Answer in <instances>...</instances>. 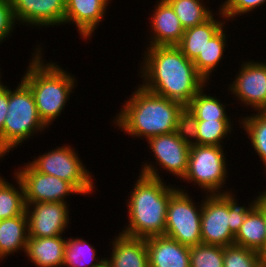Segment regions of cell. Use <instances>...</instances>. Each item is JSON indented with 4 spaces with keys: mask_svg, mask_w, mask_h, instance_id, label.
<instances>
[{
    "mask_svg": "<svg viewBox=\"0 0 266 267\" xmlns=\"http://www.w3.org/2000/svg\"><path fill=\"white\" fill-rule=\"evenodd\" d=\"M140 64V85L162 97L186 106L207 81L177 46H148Z\"/></svg>",
    "mask_w": 266,
    "mask_h": 267,
    "instance_id": "obj_1",
    "label": "cell"
},
{
    "mask_svg": "<svg viewBox=\"0 0 266 267\" xmlns=\"http://www.w3.org/2000/svg\"><path fill=\"white\" fill-rule=\"evenodd\" d=\"M153 164H142L134 189L126 200L129 224L120 232L123 235L146 239L165 234L167 205L178 188L165 184Z\"/></svg>",
    "mask_w": 266,
    "mask_h": 267,
    "instance_id": "obj_2",
    "label": "cell"
},
{
    "mask_svg": "<svg viewBox=\"0 0 266 267\" xmlns=\"http://www.w3.org/2000/svg\"><path fill=\"white\" fill-rule=\"evenodd\" d=\"M112 121L128 136L146 140L185 127V106L156 95L140 84Z\"/></svg>",
    "mask_w": 266,
    "mask_h": 267,
    "instance_id": "obj_3",
    "label": "cell"
},
{
    "mask_svg": "<svg viewBox=\"0 0 266 267\" xmlns=\"http://www.w3.org/2000/svg\"><path fill=\"white\" fill-rule=\"evenodd\" d=\"M42 50L39 45L34 49L29 67L21 79L31 89L39 116L49 128L62 113L77 83L74 75L62 66L51 61L46 63Z\"/></svg>",
    "mask_w": 266,
    "mask_h": 267,
    "instance_id": "obj_4",
    "label": "cell"
},
{
    "mask_svg": "<svg viewBox=\"0 0 266 267\" xmlns=\"http://www.w3.org/2000/svg\"><path fill=\"white\" fill-rule=\"evenodd\" d=\"M229 190L204 196L201 214L202 243L222 247L234 245L235 235L240 230L246 215L257 203L258 196L248 203V207L239 206L235 194Z\"/></svg>",
    "mask_w": 266,
    "mask_h": 267,
    "instance_id": "obj_5",
    "label": "cell"
},
{
    "mask_svg": "<svg viewBox=\"0 0 266 267\" xmlns=\"http://www.w3.org/2000/svg\"><path fill=\"white\" fill-rule=\"evenodd\" d=\"M47 127L39 116L31 89L21 79L16 89L8 88V114L0 131V160Z\"/></svg>",
    "mask_w": 266,
    "mask_h": 267,
    "instance_id": "obj_6",
    "label": "cell"
},
{
    "mask_svg": "<svg viewBox=\"0 0 266 267\" xmlns=\"http://www.w3.org/2000/svg\"><path fill=\"white\" fill-rule=\"evenodd\" d=\"M225 155L222 146L191 144L188 170L183 181L198 185L206 194L225 192L221 189L228 177Z\"/></svg>",
    "mask_w": 266,
    "mask_h": 267,
    "instance_id": "obj_7",
    "label": "cell"
},
{
    "mask_svg": "<svg viewBox=\"0 0 266 267\" xmlns=\"http://www.w3.org/2000/svg\"><path fill=\"white\" fill-rule=\"evenodd\" d=\"M75 148L62 145L38 156L29 163L40 173L56 176L71 183L81 194L93 192L94 174L86 169L85 164L75 152ZM93 176V177H92Z\"/></svg>",
    "mask_w": 266,
    "mask_h": 267,
    "instance_id": "obj_8",
    "label": "cell"
},
{
    "mask_svg": "<svg viewBox=\"0 0 266 267\" xmlns=\"http://www.w3.org/2000/svg\"><path fill=\"white\" fill-rule=\"evenodd\" d=\"M200 205L193 202L187 190L178 188L170 197L167 205L165 236L180 244L193 247L202 243Z\"/></svg>",
    "mask_w": 266,
    "mask_h": 267,
    "instance_id": "obj_9",
    "label": "cell"
},
{
    "mask_svg": "<svg viewBox=\"0 0 266 267\" xmlns=\"http://www.w3.org/2000/svg\"><path fill=\"white\" fill-rule=\"evenodd\" d=\"M24 187L25 204L64 202L70 195H82L71 183L37 171L29 162L14 172Z\"/></svg>",
    "mask_w": 266,
    "mask_h": 267,
    "instance_id": "obj_10",
    "label": "cell"
},
{
    "mask_svg": "<svg viewBox=\"0 0 266 267\" xmlns=\"http://www.w3.org/2000/svg\"><path fill=\"white\" fill-rule=\"evenodd\" d=\"M147 141L156 165H159L161 170L176 175L180 180L183 179L188 170L191 146L186 127L176 132L154 136Z\"/></svg>",
    "mask_w": 266,
    "mask_h": 267,
    "instance_id": "obj_11",
    "label": "cell"
},
{
    "mask_svg": "<svg viewBox=\"0 0 266 267\" xmlns=\"http://www.w3.org/2000/svg\"><path fill=\"white\" fill-rule=\"evenodd\" d=\"M240 66L229 93L242 105L254 108L251 111H266V62L248 60Z\"/></svg>",
    "mask_w": 266,
    "mask_h": 267,
    "instance_id": "obj_12",
    "label": "cell"
},
{
    "mask_svg": "<svg viewBox=\"0 0 266 267\" xmlns=\"http://www.w3.org/2000/svg\"><path fill=\"white\" fill-rule=\"evenodd\" d=\"M68 207L64 202L26 204L29 237L64 236L70 220Z\"/></svg>",
    "mask_w": 266,
    "mask_h": 267,
    "instance_id": "obj_13",
    "label": "cell"
},
{
    "mask_svg": "<svg viewBox=\"0 0 266 267\" xmlns=\"http://www.w3.org/2000/svg\"><path fill=\"white\" fill-rule=\"evenodd\" d=\"M13 17L19 25L54 27L64 25L66 0H10ZM19 23H18V22Z\"/></svg>",
    "mask_w": 266,
    "mask_h": 267,
    "instance_id": "obj_14",
    "label": "cell"
},
{
    "mask_svg": "<svg viewBox=\"0 0 266 267\" xmlns=\"http://www.w3.org/2000/svg\"><path fill=\"white\" fill-rule=\"evenodd\" d=\"M111 0H66L64 24L76 25L80 36L90 39L105 17Z\"/></svg>",
    "mask_w": 266,
    "mask_h": 267,
    "instance_id": "obj_15",
    "label": "cell"
},
{
    "mask_svg": "<svg viewBox=\"0 0 266 267\" xmlns=\"http://www.w3.org/2000/svg\"><path fill=\"white\" fill-rule=\"evenodd\" d=\"M154 10L151 12L149 26L153 34L148 40L147 46H177L185 29L180 23L176 13L166 0H157ZM152 27V28H151Z\"/></svg>",
    "mask_w": 266,
    "mask_h": 267,
    "instance_id": "obj_16",
    "label": "cell"
},
{
    "mask_svg": "<svg viewBox=\"0 0 266 267\" xmlns=\"http://www.w3.org/2000/svg\"><path fill=\"white\" fill-rule=\"evenodd\" d=\"M149 267H190V247L165 236L146 238Z\"/></svg>",
    "mask_w": 266,
    "mask_h": 267,
    "instance_id": "obj_17",
    "label": "cell"
},
{
    "mask_svg": "<svg viewBox=\"0 0 266 267\" xmlns=\"http://www.w3.org/2000/svg\"><path fill=\"white\" fill-rule=\"evenodd\" d=\"M110 258L105 267H149L145 238H135L118 233L113 239Z\"/></svg>",
    "mask_w": 266,
    "mask_h": 267,
    "instance_id": "obj_18",
    "label": "cell"
},
{
    "mask_svg": "<svg viewBox=\"0 0 266 267\" xmlns=\"http://www.w3.org/2000/svg\"><path fill=\"white\" fill-rule=\"evenodd\" d=\"M66 238L54 237H29L25 256L36 267H63Z\"/></svg>",
    "mask_w": 266,
    "mask_h": 267,
    "instance_id": "obj_19",
    "label": "cell"
},
{
    "mask_svg": "<svg viewBox=\"0 0 266 267\" xmlns=\"http://www.w3.org/2000/svg\"><path fill=\"white\" fill-rule=\"evenodd\" d=\"M234 244L260 252L262 255L266 253V219L264 212L257 205L246 215L235 235Z\"/></svg>",
    "mask_w": 266,
    "mask_h": 267,
    "instance_id": "obj_20",
    "label": "cell"
},
{
    "mask_svg": "<svg viewBox=\"0 0 266 267\" xmlns=\"http://www.w3.org/2000/svg\"><path fill=\"white\" fill-rule=\"evenodd\" d=\"M28 220L26 213L0 220V260L18 251L26 252L28 242ZM23 249V250H22Z\"/></svg>",
    "mask_w": 266,
    "mask_h": 267,
    "instance_id": "obj_21",
    "label": "cell"
},
{
    "mask_svg": "<svg viewBox=\"0 0 266 267\" xmlns=\"http://www.w3.org/2000/svg\"><path fill=\"white\" fill-rule=\"evenodd\" d=\"M215 14L204 23L188 28L184 31L182 39L177 47L191 61H194L207 42L217 34L226 24V20H216ZM223 21V22H222Z\"/></svg>",
    "mask_w": 266,
    "mask_h": 267,
    "instance_id": "obj_22",
    "label": "cell"
},
{
    "mask_svg": "<svg viewBox=\"0 0 266 267\" xmlns=\"http://www.w3.org/2000/svg\"><path fill=\"white\" fill-rule=\"evenodd\" d=\"M204 89L185 106V121H231L225 111L227 105L216 96L207 95Z\"/></svg>",
    "mask_w": 266,
    "mask_h": 267,
    "instance_id": "obj_23",
    "label": "cell"
},
{
    "mask_svg": "<svg viewBox=\"0 0 266 267\" xmlns=\"http://www.w3.org/2000/svg\"><path fill=\"white\" fill-rule=\"evenodd\" d=\"M232 126L230 121H185L190 143L195 145L223 146Z\"/></svg>",
    "mask_w": 266,
    "mask_h": 267,
    "instance_id": "obj_24",
    "label": "cell"
},
{
    "mask_svg": "<svg viewBox=\"0 0 266 267\" xmlns=\"http://www.w3.org/2000/svg\"><path fill=\"white\" fill-rule=\"evenodd\" d=\"M96 252L83 238H67L63 267H105L106 258L96 257Z\"/></svg>",
    "mask_w": 266,
    "mask_h": 267,
    "instance_id": "obj_25",
    "label": "cell"
},
{
    "mask_svg": "<svg viewBox=\"0 0 266 267\" xmlns=\"http://www.w3.org/2000/svg\"><path fill=\"white\" fill-rule=\"evenodd\" d=\"M223 27L215 34L206 44L203 51L193 61L197 72L207 81L211 77V73L217 68L219 62L224 59V52L227 45V34ZM227 37V38H226Z\"/></svg>",
    "mask_w": 266,
    "mask_h": 267,
    "instance_id": "obj_26",
    "label": "cell"
},
{
    "mask_svg": "<svg viewBox=\"0 0 266 267\" xmlns=\"http://www.w3.org/2000/svg\"><path fill=\"white\" fill-rule=\"evenodd\" d=\"M13 175L19 188L0 176V220L22 215L26 211L23 184L15 173Z\"/></svg>",
    "mask_w": 266,
    "mask_h": 267,
    "instance_id": "obj_27",
    "label": "cell"
},
{
    "mask_svg": "<svg viewBox=\"0 0 266 267\" xmlns=\"http://www.w3.org/2000/svg\"><path fill=\"white\" fill-rule=\"evenodd\" d=\"M186 30L210 19L214 13L202 0H166Z\"/></svg>",
    "mask_w": 266,
    "mask_h": 267,
    "instance_id": "obj_28",
    "label": "cell"
},
{
    "mask_svg": "<svg viewBox=\"0 0 266 267\" xmlns=\"http://www.w3.org/2000/svg\"><path fill=\"white\" fill-rule=\"evenodd\" d=\"M239 122L266 171V111H257L251 116L240 118Z\"/></svg>",
    "mask_w": 266,
    "mask_h": 267,
    "instance_id": "obj_29",
    "label": "cell"
},
{
    "mask_svg": "<svg viewBox=\"0 0 266 267\" xmlns=\"http://www.w3.org/2000/svg\"><path fill=\"white\" fill-rule=\"evenodd\" d=\"M223 267H264L263 255L238 245L223 247Z\"/></svg>",
    "mask_w": 266,
    "mask_h": 267,
    "instance_id": "obj_30",
    "label": "cell"
},
{
    "mask_svg": "<svg viewBox=\"0 0 266 267\" xmlns=\"http://www.w3.org/2000/svg\"><path fill=\"white\" fill-rule=\"evenodd\" d=\"M190 267H223V247L205 243L190 247Z\"/></svg>",
    "mask_w": 266,
    "mask_h": 267,
    "instance_id": "obj_31",
    "label": "cell"
},
{
    "mask_svg": "<svg viewBox=\"0 0 266 267\" xmlns=\"http://www.w3.org/2000/svg\"><path fill=\"white\" fill-rule=\"evenodd\" d=\"M266 0H225L219 6V13L216 16L220 15L224 20L230 21L236 16H241L243 14H249L253 12L257 7L262 6ZM226 18V19H225Z\"/></svg>",
    "mask_w": 266,
    "mask_h": 267,
    "instance_id": "obj_32",
    "label": "cell"
},
{
    "mask_svg": "<svg viewBox=\"0 0 266 267\" xmlns=\"http://www.w3.org/2000/svg\"><path fill=\"white\" fill-rule=\"evenodd\" d=\"M15 25L10 0H0V43L11 36Z\"/></svg>",
    "mask_w": 266,
    "mask_h": 267,
    "instance_id": "obj_33",
    "label": "cell"
},
{
    "mask_svg": "<svg viewBox=\"0 0 266 267\" xmlns=\"http://www.w3.org/2000/svg\"><path fill=\"white\" fill-rule=\"evenodd\" d=\"M8 114V86L0 89V131L3 129Z\"/></svg>",
    "mask_w": 266,
    "mask_h": 267,
    "instance_id": "obj_34",
    "label": "cell"
},
{
    "mask_svg": "<svg viewBox=\"0 0 266 267\" xmlns=\"http://www.w3.org/2000/svg\"><path fill=\"white\" fill-rule=\"evenodd\" d=\"M256 205L264 212L265 219H266V191L260 192L258 194V199Z\"/></svg>",
    "mask_w": 266,
    "mask_h": 267,
    "instance_id": "obj_35",
    "label": "cell"
},
{
    "mask_svg": "<svg viewBox=\"0 0 266 267\" xmlns=\"http://www.w3.org/2000/svg\"><path fill=\"white\" fill-rule=\"evenodd\" d=\"M263 264H264V267H266V253L263 255Z\"/></svg>",
    "mask_w": 266,
    "mask_h": 267,
    "instance_id": "obj_36",
    "label": "cell"
},
{
    "mask_svg": "<svg viewBox=\"0 0 266 267\" xmlns=\"http://www.w3.org/2000/svg\"><path fill=\"white\" fill-rule=\"evenodd\" d=\"M1 72V71H0ZM1 73H0V79H1ZM2 81L0 80V89H2V88H4L5 87V85H3V82L1 83Z\"/></svg>",
    "mask_w": 266,
    "mask_h": 267,
    "instance_id": "obj_37",
    "label": "cell"
}]
</instances>
